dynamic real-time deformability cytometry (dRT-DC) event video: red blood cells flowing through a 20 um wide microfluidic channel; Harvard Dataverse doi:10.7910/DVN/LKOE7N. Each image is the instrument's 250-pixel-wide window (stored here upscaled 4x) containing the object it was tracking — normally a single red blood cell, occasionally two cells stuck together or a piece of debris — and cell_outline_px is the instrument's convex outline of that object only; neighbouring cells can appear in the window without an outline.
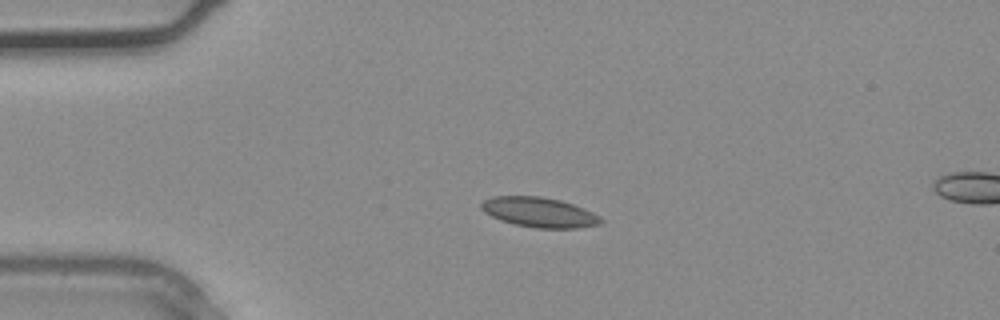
{"species": "common noctule bat (a hibernating species)", "species_latin": "Nyctalus noctula", "temperature_condition": "warm", "stored_images_in_passage": 4, "camera_frame_rate_fps": 3000, "um_per_image_px": 0.085, "animal": {"sex": "male", "body_mass_g": 20.4}, "frame": {"image": 1, "passage_image": 1, "time_ms": 0.0, "image_size_px": [1000, 320], "cell_outline_px": [[604, 220], [600, 224], [576, 228], [536, 228], [516, 224], [500, 220], [484, 212], [480, 208], [480, 204], [484, 200], [492, 196], [540, 196], [560, 200], [584, 208], [600, 216]], "centroid_in_image_um": [45.83, 18.04], "position_along_channel_um": 39.2, "area_um2": 20.81}}